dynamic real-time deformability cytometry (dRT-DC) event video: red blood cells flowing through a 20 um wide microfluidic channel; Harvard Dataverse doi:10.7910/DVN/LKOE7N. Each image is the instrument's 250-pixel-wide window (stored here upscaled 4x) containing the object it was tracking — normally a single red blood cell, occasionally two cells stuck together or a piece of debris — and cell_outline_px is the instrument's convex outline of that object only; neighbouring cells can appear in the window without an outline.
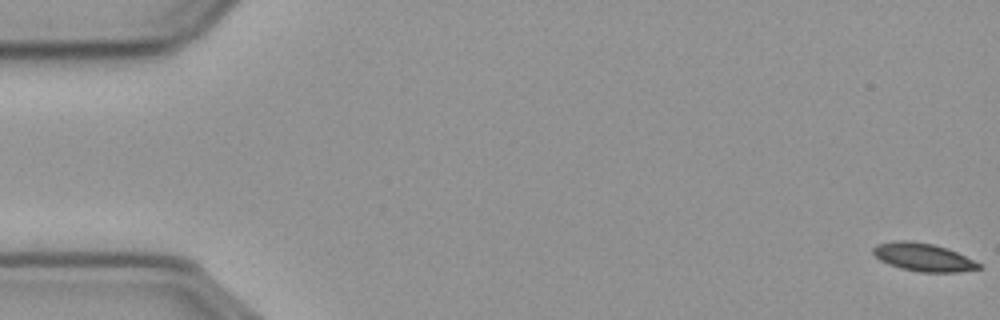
{"species": "common noctule bat (a hibernating species)", "species_latin": "Nyctalus noctula", "temperature_condition": "cold", "stored_images_in_passage": 57, "camera_frame_rate_fps": 3000, "um_per_image_px": 0.085, "animal": {"sex": "male", "body_mass_g": 23.1, "forearm_length_mm": 52.7}, "frame": {"image": 1, "passage_image": 1, "time_ms": 0.0, "image_size_px": [1000, 320], "cell_outline_px": [[980, 268], [960, 272], [920, 272], [900, 268], [888, 264], [880, 260], [872, 252], [872, 248], [876, 244], [892, 240], [908, 240], [932, 244], [948, 248], [980, 264]], "centroid_in_image_um": [78.41, 21.85], "position_along_channel_um": 6.6, "area_um2": 17.22}}
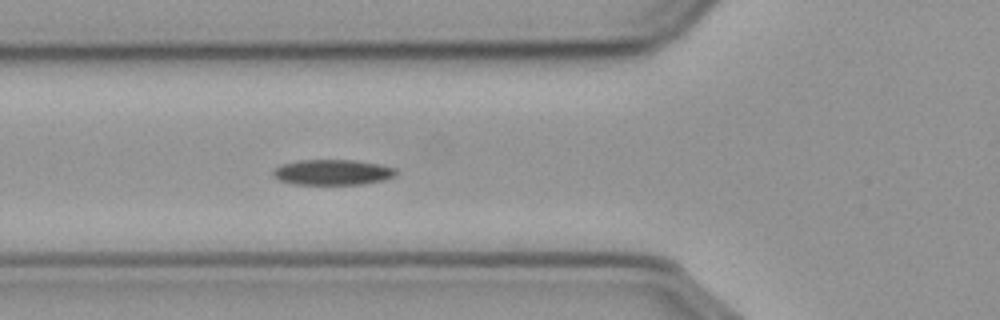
{"frame": {"image": 2, "passage_image": 21, "time_ms": 6.667, "image_size_px": [1000, 320], "cell_outline_px": [[396, 176], [384, 180], [364, 184], [292, 184], [280, 180], [272, 176], [272, 172], [280, 164], [300, 160], [356, 160], [380, 164], [396, 168]], "centroid_in_image_um": [28.28, 14.64], "position_along_channel_um": 97.5, "area_um2": 18.38}}
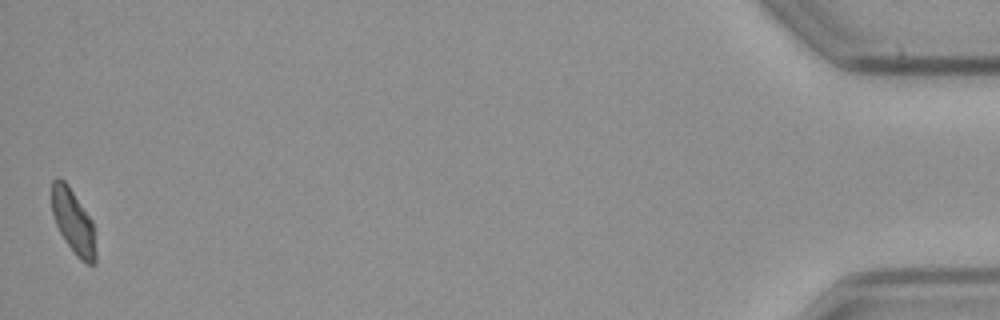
{"frame": {"image": 3, "passage_image": 57, "time_ms": 18.667, "image_size_px": [1000, 320], "cell_outline_px": [[96, 264], [88, 264], [80, 260], [76, 256], [64, 240], [56, 224], [52, 212], [52, 180], [56, 176], [64, 180], [68, 184], [92, 220], [96, 252]], "centroid_in_image_um": [6.23, 18.84], "position_along_channel_um": 429.0, "area_um2": 16.53}, "authors_computed_cell_mechanics": {"area_um2": 17.7446, "velocity_mm_per_s": 3.6134, "shape_relaxation_time_tau1_ms": 6.5851, "shape_relaxation_time_tau2_ms": null, "deformation_change_tau1": 0.1323, "deformation_change_tau2": null}}